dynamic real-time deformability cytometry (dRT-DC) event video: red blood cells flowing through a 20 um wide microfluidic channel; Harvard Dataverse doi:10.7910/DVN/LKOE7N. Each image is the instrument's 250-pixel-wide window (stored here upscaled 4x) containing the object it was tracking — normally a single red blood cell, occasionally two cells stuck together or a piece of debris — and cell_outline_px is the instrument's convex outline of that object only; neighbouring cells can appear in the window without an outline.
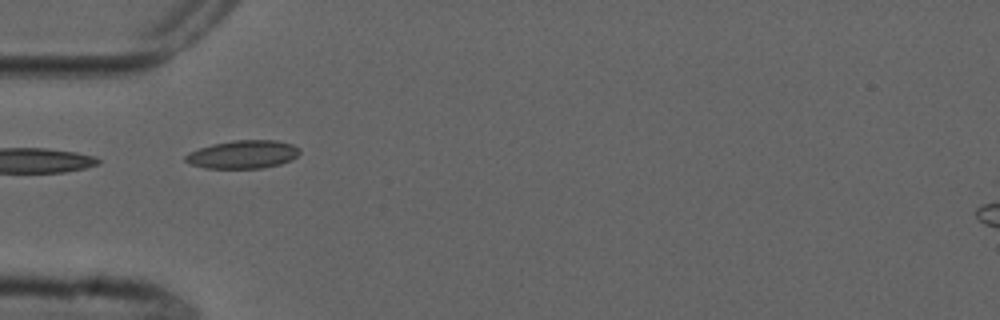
{"species": "common noctule bat (a hibernating species)", "species_latin": "Nyctalus noctula", "temperature_condition": "cold", "stored_images_in_passage": 5, "camera_frame_rate_fps": 3000, "um_per_image_px": 0.085, "animal": {"sex": "male", "forearm_length_mm": 52.5}, "frame": {"image": 1, "passage_image": 5, "time_ms": 4.667, "image_size_px": [1000, 320], "cell_outline_px": [[300, 152], [292, 160], [280, 164], [260, 168], [208, 168], [192, 164], [184, 160], [184, 156], [188, 152], [212, 144], [232, 140], [276, 140], [292, 144], [300, 148]], "centroid_in_image_um": [20.66, 13.11], "position_along_channel_um": 64.3, "area_um2": 18.73}}